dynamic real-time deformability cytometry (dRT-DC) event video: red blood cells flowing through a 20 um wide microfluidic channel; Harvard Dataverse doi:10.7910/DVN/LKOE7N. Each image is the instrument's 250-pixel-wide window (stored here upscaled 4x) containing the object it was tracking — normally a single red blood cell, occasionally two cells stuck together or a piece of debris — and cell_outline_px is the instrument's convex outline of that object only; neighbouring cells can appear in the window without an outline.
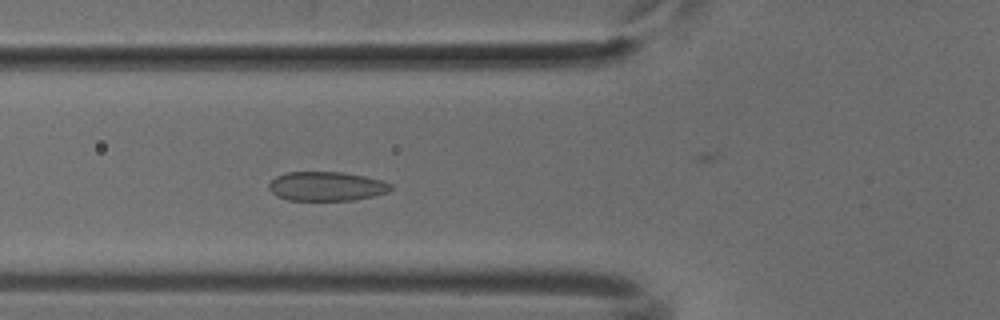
{"species": "common noctule bat (a hibernating species)", "species_latin": "Nyctalus noctula", "temperature_condition": "cold", "stored_images_in_passage": 38, "camera_frame_rate_fps": 3000, "um_per_image_px": 0.085, "animal": {"sex": "male", "body_mass_g": 18.8}, "frame": {"image": 1, "passage_image": 9, "time_ms": 2.667, "image_size_px": [1000, 320], "cell_outline_px": [[392, 188], [388, 192], [372, 196], [352, 200], [288, 200], [276, 196], [268, 188], [268, 184], [276, 176], [288, 172], [344, 172], [364, 176], [380, 180], [392, 184]], "centroid_in_image_um": [27.73, 15.83], "position_along_channel_um": 98.1, "area_um2": 20.69}}
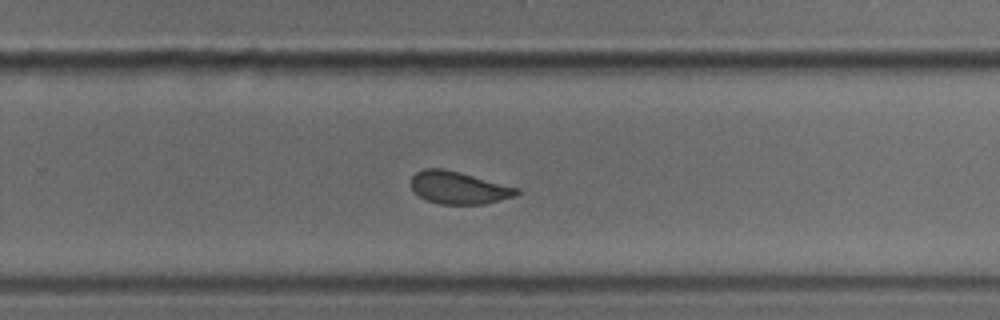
{"frame": {"image": 2, "passage_image": 24, "time_ms": 7.667, "image_size_px": [1000, 320], "cell_outline_px": [[520, 192], [516, 196], [484, 204], [440, 204], [424, 200], [412, 188], [412, 176], [416, 172], [424, 168], [444, 168], [460, 172], [520, 188]], "centroid_in_image_um": [39.01, 15.95], "position_along_channel_um": 290.8, "area_um2": 20.06}}
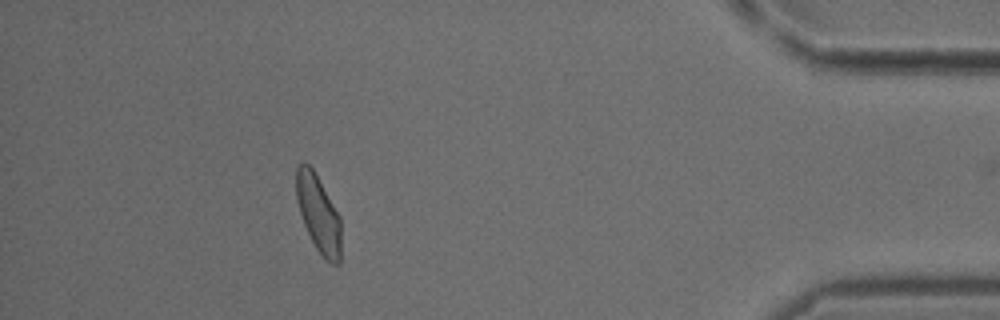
{"frame": {"image": 3, "passage_image": 37, "time_ms": 12.0, "image_size_px": [1000, 320], "cell_outline_px": [[340, 264], [332, 264], [316, 248], [304, 224], [296, 200], [296, 168], [304, 160], [312, 168], [340, 216]], "centroid_in_image_um": [27.05, 18.13], "position_along_channel_um": 408.1, "area_um2": 19.77}}